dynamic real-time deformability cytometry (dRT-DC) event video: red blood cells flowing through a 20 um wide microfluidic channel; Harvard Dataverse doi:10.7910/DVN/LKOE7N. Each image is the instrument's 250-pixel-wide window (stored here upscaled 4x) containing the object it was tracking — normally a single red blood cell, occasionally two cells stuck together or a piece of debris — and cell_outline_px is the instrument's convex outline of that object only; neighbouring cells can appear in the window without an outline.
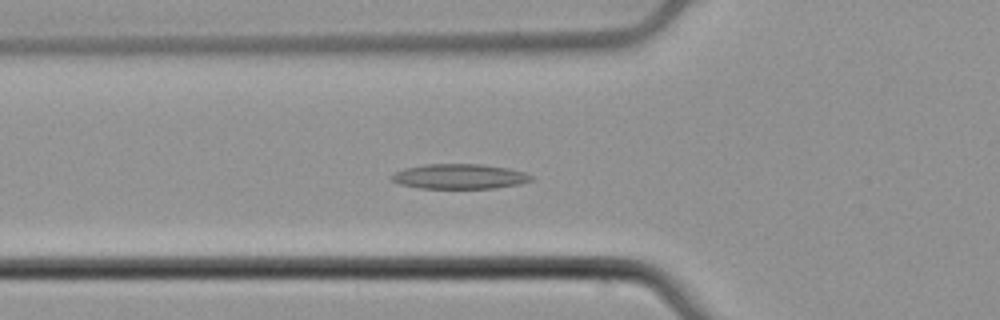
{"species": "common noctule bat (a hibernating species)", "species_latin": "Nyctalus noctula", "temperature_condition": "cold", "stored_images_in_passage": 56, "camera_frame_rate_fps": 3000, "um_per_image_px": 0.085, "animal": {"sex": "male", "body_mass_g": 21.5, "forearm_length_mm": 52.0}, "frame": {"image": 1, "passage_image": 21, "time_ms": 6.667, "image_size_px": [1000, 320], "cell_outline_px": [[536, 176], [532, 180], [520, 184], [496, 188], [420, 188], [400, 184], [392, 180], [388, 176], [404, 168], [424, 164], [480, 164], [508, 168], [524, 172]], "centroid_in_image_um": [39.07, 14.99], "position_along_channel_um": 86.7, "area_um2": 20.4}}
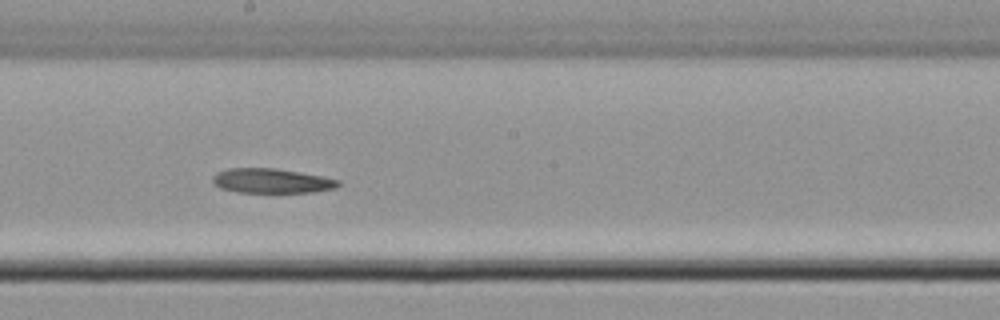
{"frame": {"image": 2, "passage_image": 32, "time_ms": 10.333, "image_size_px": [1000, 320], "cell_outline_px": [[340, 184], [336, 188], [312, 192], [236, 192], [220, 188], [212, 184], [212, 176], [216, 172], [228, 168], [276, 168], [320, 176], [340, 180]], "centroid_in_image_um": [23.03, 15.37], "position_along_channel_um": 225.2, "area_um2": 18.03}}
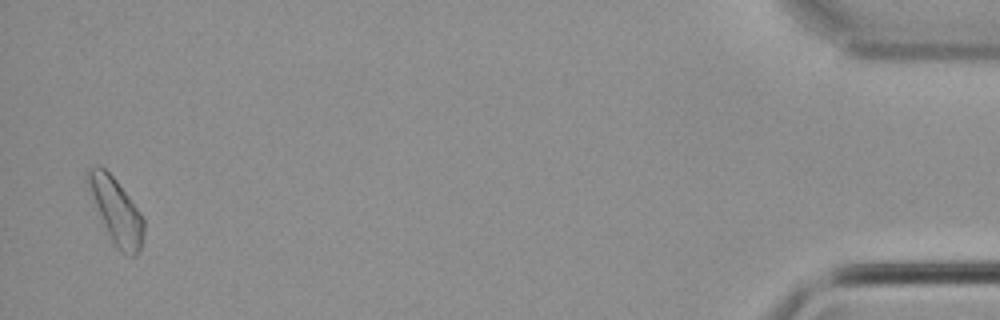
{"frame": {"image": 3, "passage_image": 55, "time_ms": 18.0, "image_size_px": [1000, 320], "cell_outline_px": [[144, 232], [140, 248], [136, 256], [132, 256], [120, 252], [112, 244], [96, 204], [84, 172], [88, 168], [100, 164], [116, 180], [140, 212], [144, 220]], "centroid_in_image_um": [9.89, 17.94], "position_along_channel_um": 425.3, "area_um2": 20.75}}